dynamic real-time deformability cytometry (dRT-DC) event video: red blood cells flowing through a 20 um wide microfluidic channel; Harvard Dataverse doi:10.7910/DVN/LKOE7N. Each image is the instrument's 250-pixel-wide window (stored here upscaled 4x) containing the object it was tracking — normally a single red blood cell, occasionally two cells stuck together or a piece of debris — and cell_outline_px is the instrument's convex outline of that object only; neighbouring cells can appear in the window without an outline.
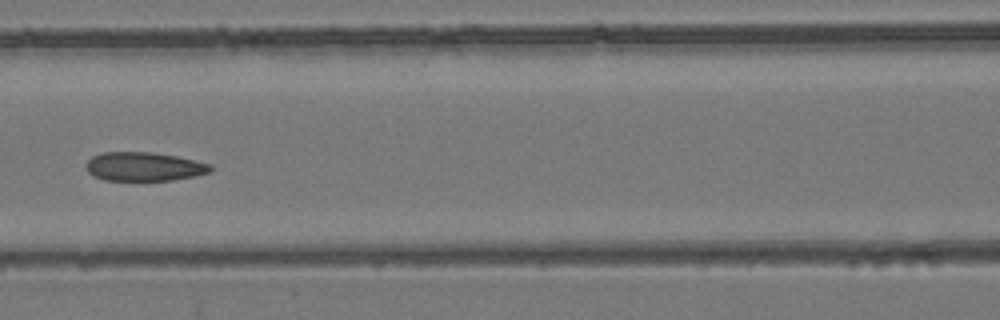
{"species": "common noctule bat (a hibernating species)", "species_latin": "Nyctalus noctula", "temperature_condition": "room temperature", "stored_images_in_passage": 7, "camera_frame_rate_fps": 3000, "um_per_image_px": 0.085, "animal": {"sex": "female", "body_mass_g": 24.6, "forearm_length_mm": 56.2}, "frame": {"image": 1, "passage_image": 7, "time_ms": 2.0, "image_size_px": [1000, 320], "cell_outline_px": [[212, 172], [196, 176], [172, 180], [104, 180], [92, 176], [88, 172], [84, 164], [92, 156], [104, 152], [152, 152], [176, 156], [212, 164]], "centroid_in_image_um": [12.24, 14.16], "position_along_channel_um": 154.4, "area_um2": 21.1}}